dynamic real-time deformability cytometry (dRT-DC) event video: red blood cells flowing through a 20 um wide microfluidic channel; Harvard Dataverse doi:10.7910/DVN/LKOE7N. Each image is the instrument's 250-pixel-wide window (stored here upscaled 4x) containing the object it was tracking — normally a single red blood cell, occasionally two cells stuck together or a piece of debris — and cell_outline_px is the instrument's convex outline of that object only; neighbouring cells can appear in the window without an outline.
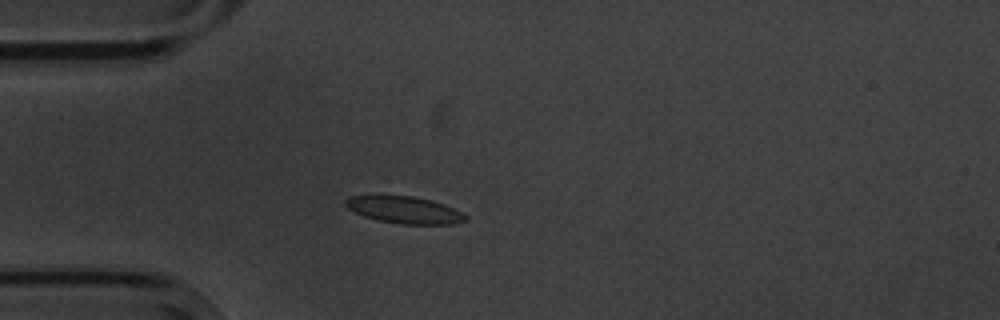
{"species": "common noctule bat (a hibernating species)", "species_latin": "Nyctalus noctula", "temperature_condition": "cold", "stored_images_in_passage": 4, "camera_frame_rate_fps": 3000, "um_per_image_px": 0.085, "animal": {"sex": "male", "body_mass_g": 20.1, "forearm_length_mm": 53.5}, "frame": {"image": 1, "passage_image": 3, "time_ms": 2.333, "image_size_px": [1000, 320], "cell_outline_px": [[468, 220], [452, 224], [400, 224], [376, 220], [364, 216], [348, 208], [344, 204], [344, 200], [348, 196], [380, 192], [412, 196], [444, 204], [468, 216]], "centroid_in_image_um": [34.27, 17.79], "position_along_channel_um": 50.7, "area_um2": 19.59}}